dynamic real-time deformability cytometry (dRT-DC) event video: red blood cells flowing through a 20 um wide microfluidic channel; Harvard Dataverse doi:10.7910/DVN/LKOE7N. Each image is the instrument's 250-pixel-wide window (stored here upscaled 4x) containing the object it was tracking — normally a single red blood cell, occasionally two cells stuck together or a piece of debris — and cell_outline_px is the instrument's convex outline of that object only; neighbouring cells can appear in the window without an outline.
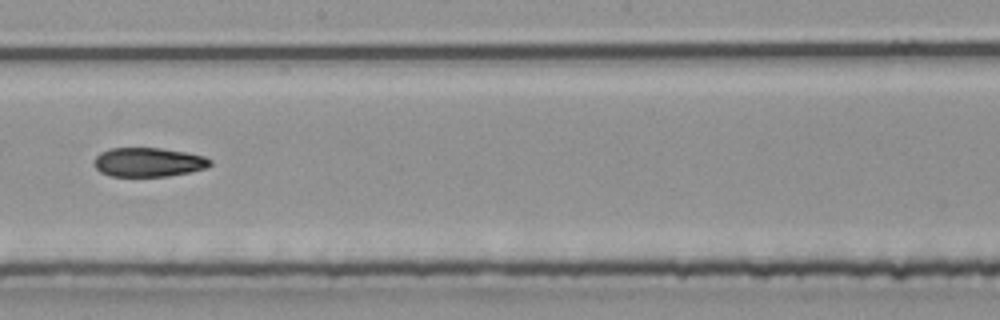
{"species": "common noctule bat (a hibernating species)", "species_latin": "Nyctalus noctula", "temperature_condition": "room temperature", "stored_images_in_passage": 37, "camera_frame_rate_fps": 3000, "um_per_image_px": 0.085, "animal": {"sex": "male", "body_mass_g": 20.4}, "frame": {"image": 1, "passage_image": 16, "time_ms": 5.0, "image_size_px": [1000, 320], "cell_outline_px": [[212, 164], [208, 168], [168, 176], [108, 176], [100, 172], [92, 164], [96, 156], [100, 152], [108, 148], [160, 148], [184, 152], [204, 156], [212, 160]], "centroid_in_image_um": [12.59, 13.78], "position_along_channel_um": 235.6, "area_um2": 19.83}}
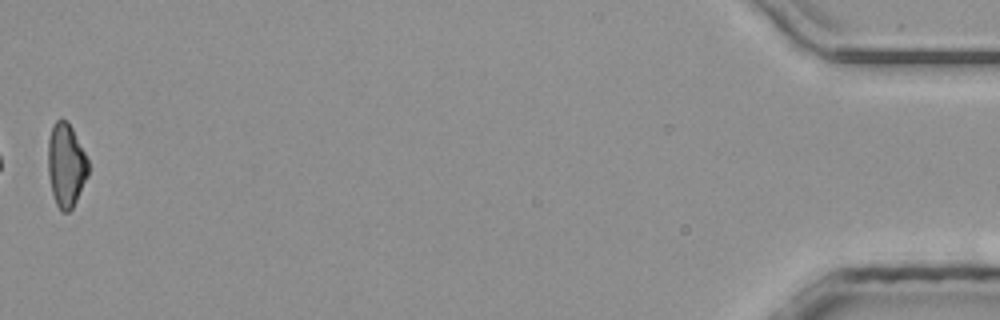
{"frame": {"image": 2, "passage_image": 37, "time_ms": 12.0, "image_size_px": [1000, 320], "cell_outline_px": [[88, 176], [72, 208], [68, 212], [60, 212], [56, 204], [52, 192], [48, 172], [48, 140], [52, 124], [56, 120], [68, 120], [88, 160]], "centroid_in_image_um": [5.6, 14.03], "position_along_channel_um": 429.6, "area_um2": 19.54}}